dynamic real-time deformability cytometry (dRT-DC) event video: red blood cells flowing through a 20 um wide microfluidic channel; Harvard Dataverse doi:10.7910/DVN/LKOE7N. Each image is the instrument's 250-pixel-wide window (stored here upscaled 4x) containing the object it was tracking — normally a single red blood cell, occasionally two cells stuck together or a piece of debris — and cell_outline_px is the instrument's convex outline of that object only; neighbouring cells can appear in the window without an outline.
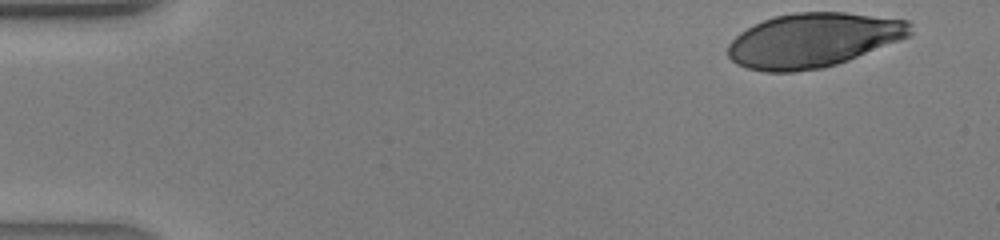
{"species": "human", "species_latin": "Homo sapiens", "temperature_condition": "warm", "stored_images_in_passage": 39, "camera_frame_rate_fps": 3000, "um_per_image_px": 0.085, "donor": {"sex": "male"}, "frame": {"image": 1, "passage_image": 1, "time_ms": 0.0, "image_size_px": [1000, 240], "cell_outline_px": [[912, 36], [848, 60], [836, 64], [820, 68], [792, 72], [764, 72], [748, 68], [736, 64], [728, 56], [728, 44], [740, 32], [764, 20], [776, 16], [792, 12], [844, 12], [908, 20], [912, 24]], "centroid_in_image_um": [69.14, 3.41], "position_along_channel_um": 15.9, "area_um2": 57.68}}